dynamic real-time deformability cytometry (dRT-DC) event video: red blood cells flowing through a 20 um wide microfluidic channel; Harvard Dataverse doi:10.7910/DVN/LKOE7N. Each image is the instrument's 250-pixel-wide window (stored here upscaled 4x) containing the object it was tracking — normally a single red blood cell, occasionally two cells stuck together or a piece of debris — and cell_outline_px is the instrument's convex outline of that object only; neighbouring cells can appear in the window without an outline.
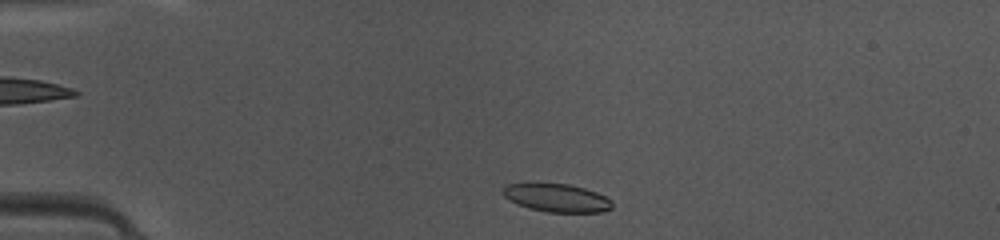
{"species": "common noctule bat (a hibernating species)", "species_latin": "Nyctalus noctula", "temperature_condition": "warm", "stored_images_in_passage": 40, "camera_frame_rate_fps": 3000, "um_per_image_px": 0.085, "animal": {"sex": "female", "body_mass_g": 10.0, "forearm_length_mm": 53.1}, "frame": {"image": 1, "passage_image": 3, "time_ms": 0.667, "image_size_px": [1000, 240], "cell_outline_px": [[612, 208], [604, 212], [548, 212], [528, 208], [516, 204], [504, 196], [504, 184], [568, 184], [584, 188], [596, 192], [612, 200]], "centroid_in_image_um": [47.35, 16.83], "position_along_channel_um": 37.6, "area_um2": 17.74}}
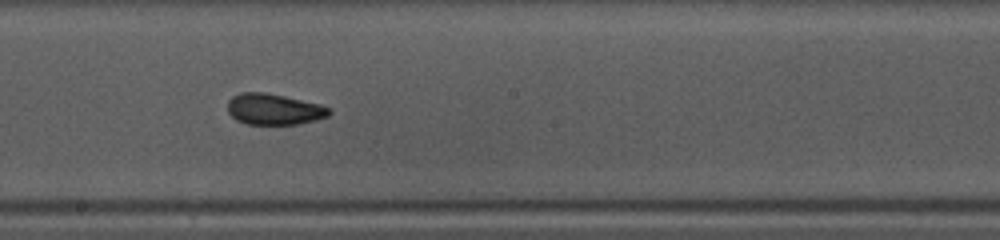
{"frame": {"image": 2, "passage_image": 19, "time_ms": 6.0, "image_size_px": [1000, 240], "cell_outline_px": [[332, 112], [328, 116], [316, 120], [300, 124], [244, 124], [236, 120], [228, 112], [228, 100], [232, 96], [240, 92], [268, 92], [320, 104], [332, 108]], "centroid_in_image_um": [23.3, 9.28], "position_along_channel_um": 224.9, "area_um2": 18.67}}
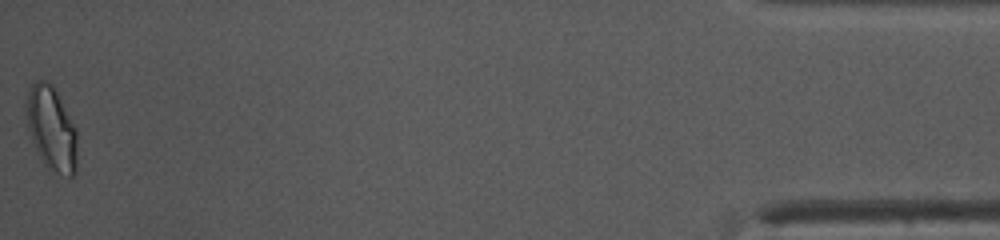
{"frame": {"image": 3, "passage_image": 40, "time_ms": 13.0, "image_size_px": [1000, 240], "cell_outline_px": [[76, 172], [72, 176], [68, 176], [48, 172], [40, 160], [32, 140], [28, 128], [24, 108], [28, 92], [32, 84], [36, 80], [48, 80], [52, 84], [76, 128]], "centroid_in_image_um": [4.35, 10.96], "position_along_channel_um": 430.9, "area_um2": 25.32}, "authors_computed_cell_mechanics": {"area_um2": 18.6694, "velocity_mm_per_s": 4.1857, "shape_relaxation_time_tau1_ms": 3.049, "shape_relaxation_time_tau2_ms": 1.5196, "deformation_change_tau1": 0.137, "deformation_change_tau2": 0.0541}}